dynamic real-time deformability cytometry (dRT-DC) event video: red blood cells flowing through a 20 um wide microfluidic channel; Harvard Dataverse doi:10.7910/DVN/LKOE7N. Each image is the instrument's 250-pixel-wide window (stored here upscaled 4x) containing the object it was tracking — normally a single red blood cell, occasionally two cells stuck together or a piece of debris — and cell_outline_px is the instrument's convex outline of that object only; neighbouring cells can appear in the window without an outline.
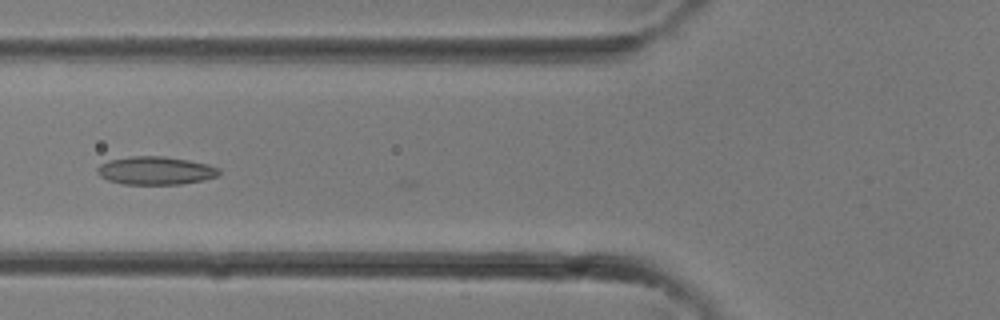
{"species": "common noctule bat (a hibernating species)", "species_latin": "Nyctalus noctula", "temperature_condition": "room temperature", "stored_images_in_passage": 24, "camera_frame_rate_fps": 3000, "um_per_image_px": 0.085, "animal": {"sex": "female"}, "frame": {"image": 1, "passage_image": 13, "time_ms": 4.0, "image_size_px": [1000, 320], "cell_outline_px": [[220, 176], [204, 180], [180, 184], [124, 184], [108, 180], [100, 176], [96, 172], [96, 168], [100, 164], [108, 160], [132, 156], [164, 156], [188, 160], [208, 164], [220, 168]], "centroid_in_image_um": [13.24, 14.5], "position_along_channel_um": 112.6, "area_um2": 20.11}}
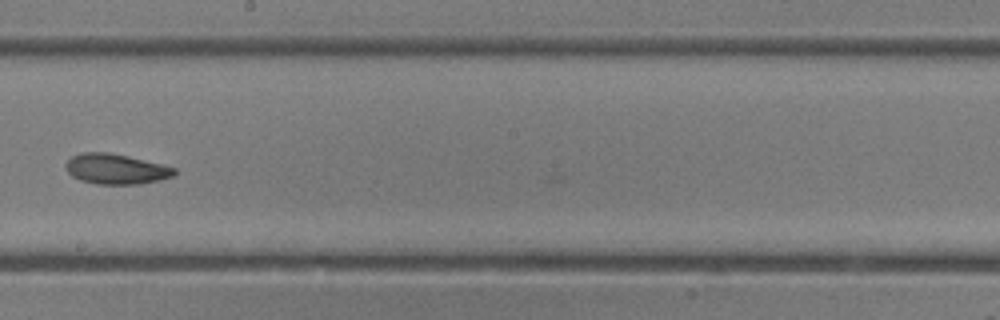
{"frame": {"image": 2, "passage_image": 19, "time_ms": 6.0, "image_size_px": [1000, 320], "cell_outline_px": [[176, 172], [172, 176], [160, 180], [140, 184], [96, 184], [80, 180], [72, 176], [68, 172], [64, 164], [72, 156], [80, 152], [108, 152], [128, 156], [176, 168]], "centroid_in_image_um": [9.82, 14.36], "position_along_channel_um": 238.4, "area_um2": 19.13}}
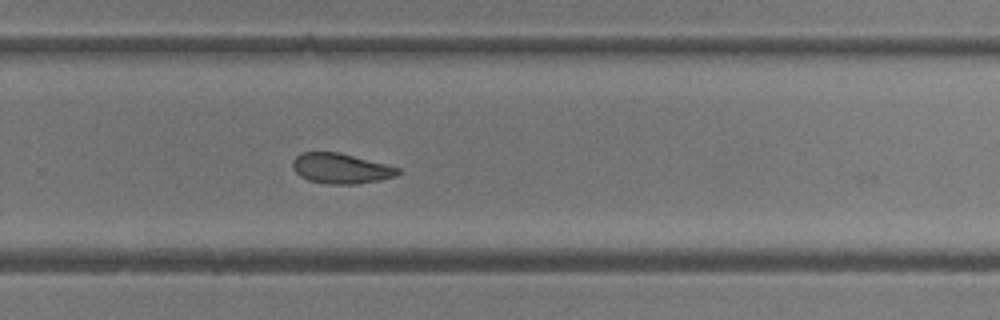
{"frame": {"image": 3, "passage_image": 22, "time_ms": 7.0, "image_size_px": [1000, 320], "cell_outline_px": [[400, 172], [396, 176], [380, 180], [356, 184], [328, 184], [308, 180], [300, 176], [296, 172], [292, 164], [292, 160], [300, 152], [340, 152], [400, 168]], "centroid_in_image_um": [28.96, 14.31], "position_along_channel_um": 300.8, "area_um2": 18.55}}